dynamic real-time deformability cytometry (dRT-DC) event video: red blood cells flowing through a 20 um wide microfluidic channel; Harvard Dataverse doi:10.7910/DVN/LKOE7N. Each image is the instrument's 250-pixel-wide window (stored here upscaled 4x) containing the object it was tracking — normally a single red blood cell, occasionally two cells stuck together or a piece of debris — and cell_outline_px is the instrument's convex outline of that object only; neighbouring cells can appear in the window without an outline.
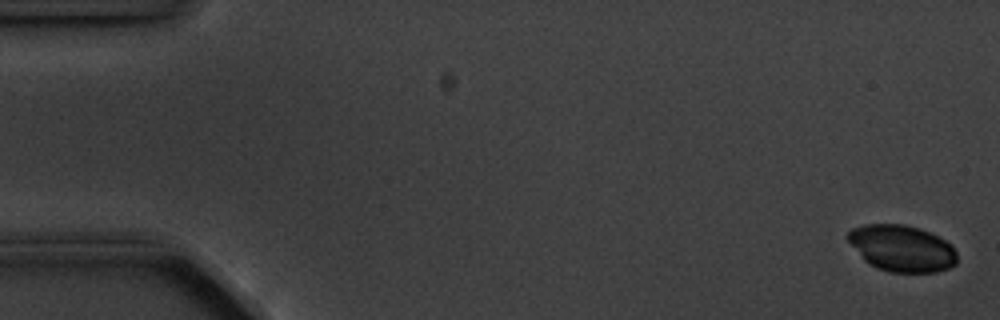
{"species": "common noctule bat (a hibernating species)", "species_latin": "Nyctalus noctula", "temperature_condition": "cold", "stored_images_in_passage": 5, "camera_frame_rate_fps": 3000, "um_per_image_px": 0.085, "animal": {"sex": "male", "body_mass_g": 20.1, "forearm_length_mm": 53.5}, "frame": {"image": 1, "passage_image": 1, "time_ms": 0.0, "image_size_px": [1000, 320], "cell_outline_px": [[956, 264], [948, 268], [936, 272], [888, 272], [876, 268], [864, 260], [844, 236], [852, 228], [864, 224], [904, 224], [920, 228], [952, 244], [956, 252]], "centroid_in_image_um": [76.63, 21.1], "position_along_channel_um": 8.4, "area_um2": 29.65}}